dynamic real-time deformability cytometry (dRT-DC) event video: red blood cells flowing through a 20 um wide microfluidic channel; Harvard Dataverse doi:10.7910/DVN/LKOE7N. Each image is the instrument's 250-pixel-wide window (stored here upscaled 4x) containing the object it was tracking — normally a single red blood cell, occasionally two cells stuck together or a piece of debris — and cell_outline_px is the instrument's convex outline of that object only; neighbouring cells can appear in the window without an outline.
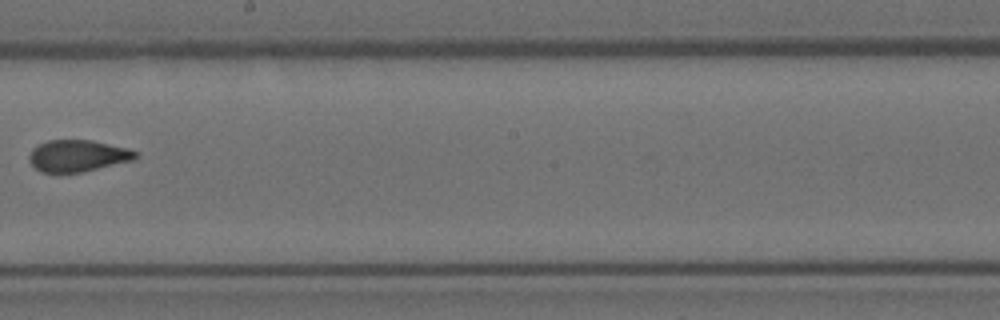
{"species": "Egyptian fruit bat (a non-hibernating species)", "species_latin": "Rousettus aegyptiacus", "temperature_condition": "room temperature", "stored_images_in_passage": 9, "camera_frame_rate_fps": 3000, "um_per_image_px": 0.085, "animal": {"sex": "female"}, "frame": {"image": 1, "passage_image": 8, "time_ms": 9.0, "image_size_px": [1000, 320], "cell_outline_px": [[140, 156], [132, 160], [84, 172], [40, 172], [28, 160], [28, 156], [32, 148], [48, 140], [92, 140], [128, 148], [140, 152]], "centroid_in_image_um": [6.63, 13.24], "position_along_channel_um": 241.6, "area_um2": 19.77}}
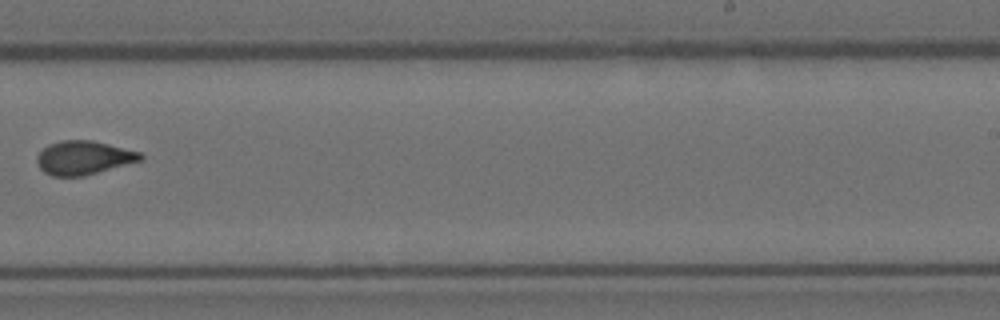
{"frame": {"image": 2, "passage_image": 9, "time_ms": 10.0, "image_size_px": [1000, 320], "cell_outline_px": [[144, 160], [84, 176], [52, 176], [44, 172], [40, 168], [36, 160], [36, 156], [48, 144], [60, 140], [92, 140], [140, 152], [144, 156]], "centroid_in_image_um": [7.11, 13.41], "position_along_channel_um": 281.9, "area_um2": 20.46}}